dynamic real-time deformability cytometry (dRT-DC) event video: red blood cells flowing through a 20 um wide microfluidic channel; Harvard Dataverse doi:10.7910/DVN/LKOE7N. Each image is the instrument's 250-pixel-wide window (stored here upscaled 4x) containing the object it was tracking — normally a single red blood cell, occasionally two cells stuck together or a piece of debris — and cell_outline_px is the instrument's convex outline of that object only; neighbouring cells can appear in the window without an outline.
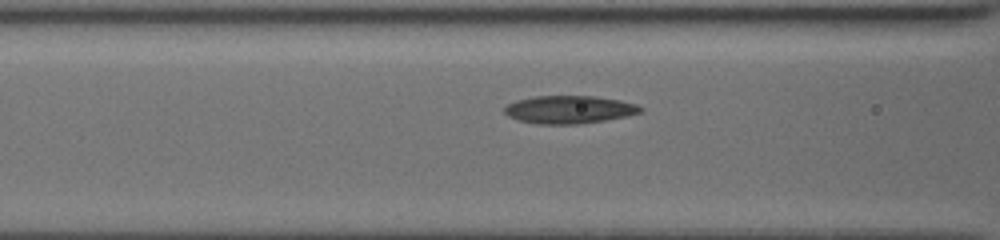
{"species": "common noctule bat (a hibernating species)", "species_latin": "Nyctalus noctula", "temperature_condition": "cold", "stored_images_in_passage": 9, "camera_frame_rate_fps": 3000, "um_per_image_px": 0.085, "animal": {"sex": "female", "body_mass_g": 19.5, "forearm_length_mm": 54.1}, "frame": {"image": 1, "passage_image": 7, "time_ms": 2.0, "image_size_px": [1000, 240], "cell_outline_px": [[644, 112], [628, 116], [604, 120], [576, 124], [540, 124], [520, 120], [508, 116], [504, 112], [504, 108], [508, 104], [516, 100], [532, 96], [596, 96], [620, 100], [636, 104], [644, 108]], "centroid_in_image_um": [48.42, 9.3], "position_along_channel_um": 118.2, "area_um2": 22.14}}